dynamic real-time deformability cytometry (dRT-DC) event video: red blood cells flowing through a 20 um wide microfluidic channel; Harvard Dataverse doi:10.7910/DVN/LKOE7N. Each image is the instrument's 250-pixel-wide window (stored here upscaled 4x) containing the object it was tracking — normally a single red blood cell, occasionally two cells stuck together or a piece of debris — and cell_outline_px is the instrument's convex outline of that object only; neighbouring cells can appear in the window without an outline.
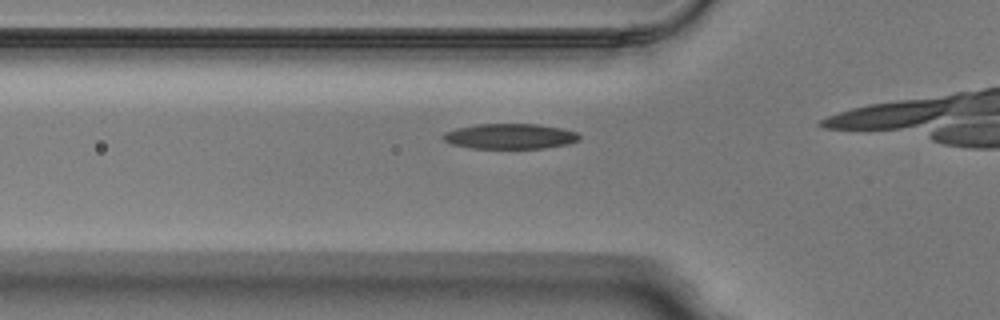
{"species": "Egyptian fruit bat (a non-hibernating species)", "species_latin": "Rousettus aegyptiacus", "temperature_condition": "warm", "stored_images_in_passage": 11, "camera_frame_rate_fps": 3000, "um_per_image_px": 0.085, "animal": {"sex": "male"}, "frame": {"image": 1, "passage_image": 7, "time_ms": 2.0, "image_size_px": [1000, 320], "cell_outline_px": [[580, 140], [568, 144], [544, 148], [472, 148], [452, 144], [444, 140], [440, 136], [444, 132], [456, 128], [476, 124], [536, 124], [560, 128], [576, 132], [580, 136]], "centroid_in_image_um": [43.33, 11.58], "position_along_channel_um": 82.5, "area_um2": 20.06}}
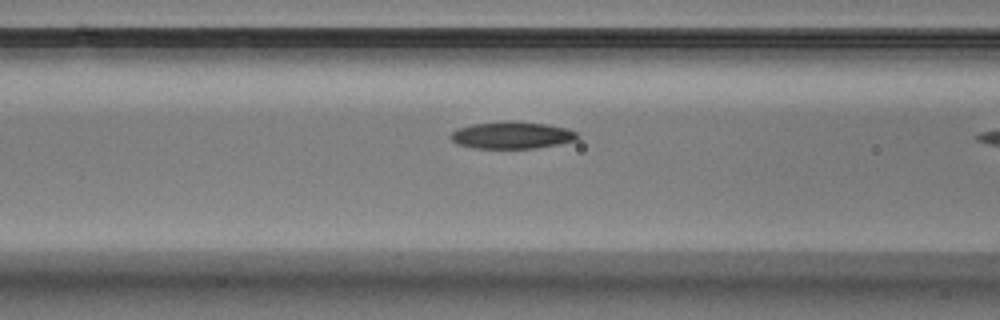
{"frame": {"image": 2, "passage_image": 10, "time_ms": 3.0, "image_size_px": [1000, 320], "cell_outline_px": [[576, 140], [536, 148], [472, 148], [456, 144], [448, 136], [456, 128], [472, 124], [548, 124], [568, 128], [576, 132]], "centroid_in_image_um": [43.46, 11.54], "position_along_channel_um": 123.1, "area_um2": 19.02}}